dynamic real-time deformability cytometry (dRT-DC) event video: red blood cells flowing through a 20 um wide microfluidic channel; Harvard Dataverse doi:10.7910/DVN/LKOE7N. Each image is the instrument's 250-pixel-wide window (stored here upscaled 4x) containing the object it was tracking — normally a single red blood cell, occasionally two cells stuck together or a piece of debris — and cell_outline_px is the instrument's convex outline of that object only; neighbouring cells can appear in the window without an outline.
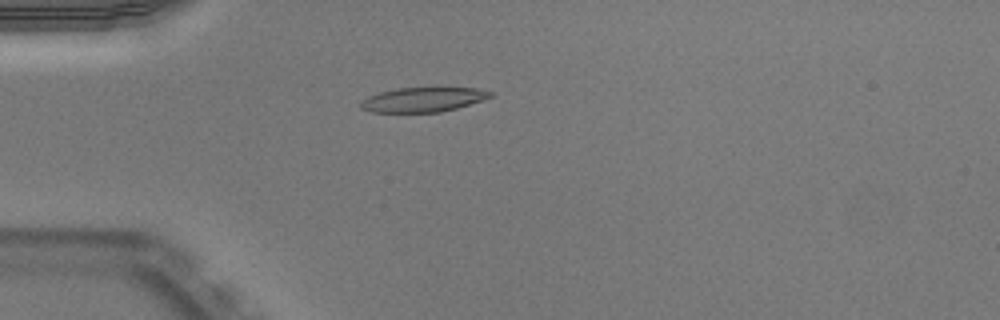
{"species": "Egyptian fruit bat (a non-hibernating species)", "species_latin": "Rousettus aegyptiacus", "temperature_condition": "warm", "stored_images_in_passage": 38, "camera_frame_rate_fps": 3000, "um_per_image_px": 0.085, "animal": {"sex": "male"}, "frame": {"image": 1, "passage_image": 1, "time_ms": 0.0, "image_size_px": [1000, 320], "cell_outline_px": [[492, 96], [484, 100], [456, 108], [440, 112], [372, 112], [360, 108], [360, 100], [368, 96], [380, 92], [396, 88], [476, 88], [492, 92]], "centroid_in_image_um": [35.93, 8.47], "position_along_channel_um": 49.1, "area_um2": 18.5}}
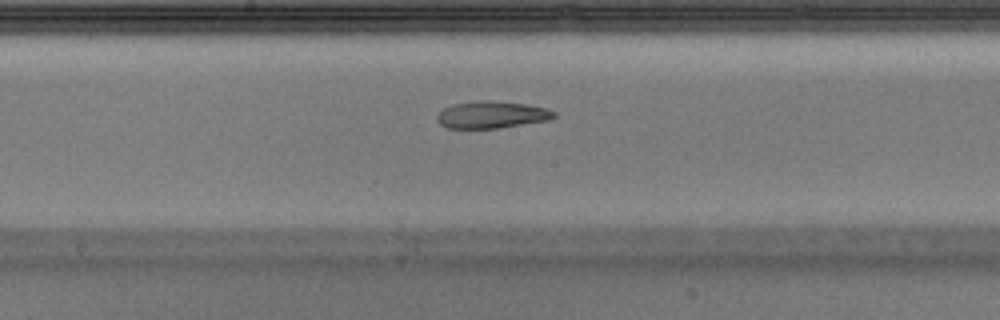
{"frame": {"image": 2, "passage_image": 14, "time_ms": 4.333, "image_size_px": [1000, 320], "cell_outline_px": [[556, 116], [548, 120], [496, 128], [448, 128], [440, 124], [436, 120], [436, 116], [444, 108], [452, 104], [476, 100], [492, 100], [528, 104], [544, 108], [556, 112]], "centroid_in_image_um": [41.76, 9.74], "position_along_channel_um": 206.4, "area_um2": 18.44}}
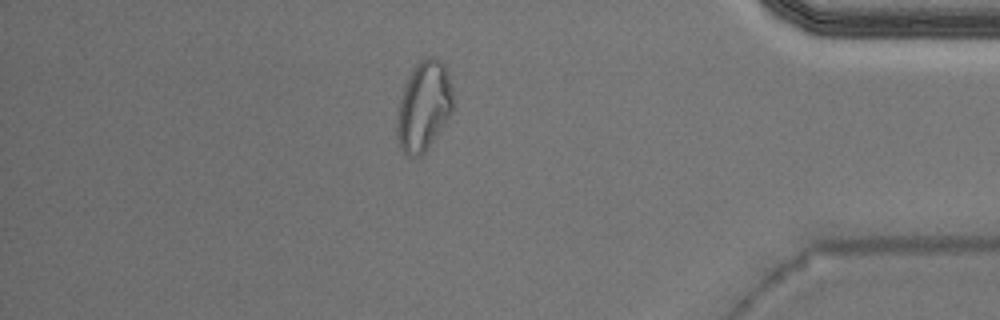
{"frame": {"image": 3, "passage_image": 31, "time_ms": 10.0, "image_size_px": [1000, 320], "cell_outline_px": [[452, 112], [444, 124], [424, 152], [420, 156], [408, 156], [400, 148], [396, 132], [396, 120], [400, 100], [404, 88], [412, 68], [420, 56], [436, 56], [444, 64], [448, 72], [452, 88]], "centroid_in_image_um": [36.01, 8.96], "position_along_channel_um": 399.2, "area_um2": 29.36}, "authors_computed_cell_mechanics": {"area_um2": 19.9699, "velocity_mm_per_s": 3.9629, "shape_relaxation_time_tau1_ms": null, "shape_relaxation_time_tau2_ms": 5.5197, "deformation_change_tau1": null, "deformation_change_tau2": 0.1103}}